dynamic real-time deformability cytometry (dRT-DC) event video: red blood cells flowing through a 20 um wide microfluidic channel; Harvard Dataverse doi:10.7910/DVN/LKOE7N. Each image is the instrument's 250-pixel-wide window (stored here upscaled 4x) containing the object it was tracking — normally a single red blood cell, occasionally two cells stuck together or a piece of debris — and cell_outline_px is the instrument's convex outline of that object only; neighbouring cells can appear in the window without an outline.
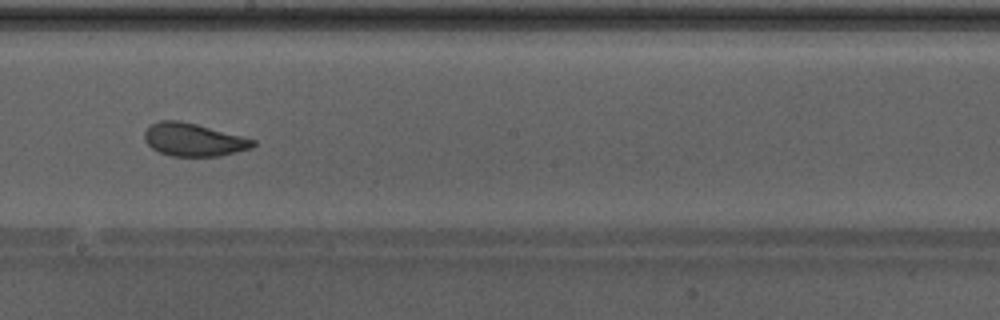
{"species": "Egyptian fruit bat (a non-hibernating species)", "species_latin": "Rousettus aegyptiacus", "temperature_condition": "warm", "stored_images_in_passage": 48, "camera_frame_rate_fps": 3000, "um_per_image_px": 0.085, "animal": {"sex": "male"}, "frame": {"image": 1, "passage_image": 28, "time_ms": 9.0, "image_size_px": [1000, 320], "cell_outline_px": [[256, 144], [252, 148], [220, 156], [172, 156], [160, 152], [152, 148], [144, 140], [144, 132], [152, 124], [160, 120], [180, 120], [244, 136], [256, 140]], "centroid_in_image_um": [16.48, 11.87], "position_along_channel_um": 231.7, "area_um2": 20.87}, "authors_computed_cell_mechanics": {"area_um2": 22.7154, "velocity_mm_per_s": 4.2841, "shape_relaxation_time_tau1_ms": 7.6352, "shape_relaxation_time_tau2_ms": 0.8949, "deformation_change_tau1": 0.1615, "deformation_change_tau2": 0.0569}}